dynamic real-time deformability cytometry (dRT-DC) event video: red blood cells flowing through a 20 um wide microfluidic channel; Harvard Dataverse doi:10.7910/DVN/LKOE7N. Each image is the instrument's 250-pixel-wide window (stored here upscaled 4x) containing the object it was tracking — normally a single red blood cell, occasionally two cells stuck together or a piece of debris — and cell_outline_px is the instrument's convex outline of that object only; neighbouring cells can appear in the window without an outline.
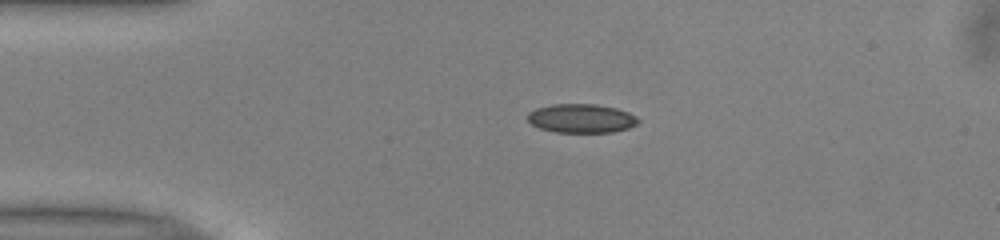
{"species": "common noctule bat (a hibernating species)", "species_latin": "Nyctalus noctula", "temperature_condition": "warm", "stored_images_in_passage": 41, "camera_frame_rate_fps": 3000, "um_per_image_px": 0.085, "animal": {"sex": "male", "body_mass_g": 13.0, "forearm_length_mm": 53.1}, "frame": {"image": 1, "passage_image": 1, "time_ms": 0.0, "image_size_px": [1000, 240], "cell_outline_px": [[640, 120], [636, 124], [628, 128], [612, 132], [556, 132], [540, 128], [532, 124], [528, 120], [528, 112], [536, 108], [552, 104], [596, 104], [616, 108], [628, 112], [636, 116]], "centroid_in_image_um": [49.41, 10.05], "position_along_channel_um": 35.6, "area_um2": 18.55}}
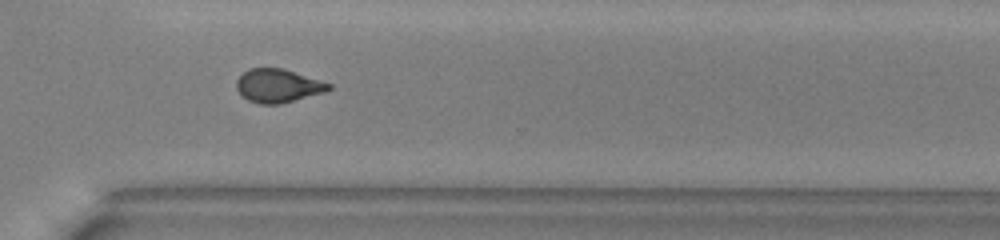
{"frame": {"image": 2, "passage_image": 27, "time_ms": 8.667, "image_size_px": [1000, 240], "cell_outline_px": [[332, 88], [324, 92], [280, 104], [260, 104], [248, 100], [236, 88], [236, 80], [248, 68], [280, 68], [332, 84]], "centroid_in_image_um": [23.61, 7.29], "position_along_channel_um": 347.0, "area_um2": 17.69}}
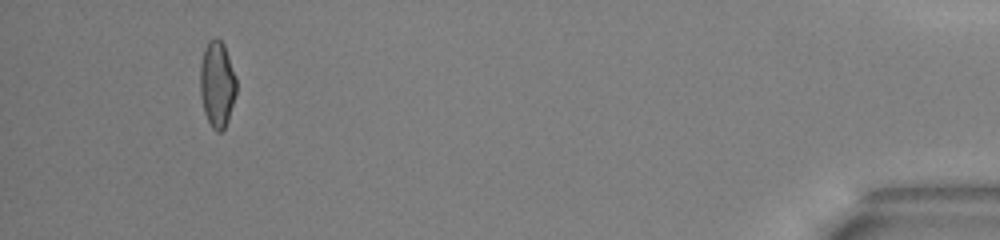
{"frame": {"image": 3, "passage_image": 38, "time_ms": 12.333, "image_size_px": [1000, 240], "cell_outline_px": [[236, 92], [228, 120], [224, 128], [220, 132], [216, 132], [212, 128], [204, 112], [200, 96], [200, 64], [204, 48], [208, 40], [216, 36], [224, 44], [236, 76]], "centroid_in_image_um": [18.44, 7.13], "position_along_channel_um": 416.8, "area_um2": 18.38}, "authors_computed_cell_mechanics": {"area_um2": 18.3226, "velocity_mm_per_s": 3.9951, "shape_relaxation_time_tau1_ms": 5.1721, "shape_relaxation_time_tau2_ms": 1.3446, "deformation_change_tau1": 0.1357, "deformation_change_tau2": 0.0645}}